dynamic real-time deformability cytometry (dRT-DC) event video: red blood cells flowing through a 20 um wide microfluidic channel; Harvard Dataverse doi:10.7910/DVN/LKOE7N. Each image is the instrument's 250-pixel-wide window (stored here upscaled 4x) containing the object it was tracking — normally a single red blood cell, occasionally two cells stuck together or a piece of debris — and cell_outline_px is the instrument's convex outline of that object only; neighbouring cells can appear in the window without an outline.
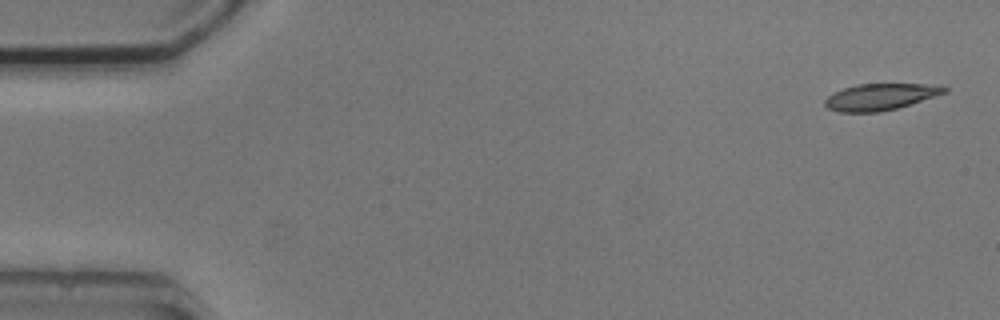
{"species": "common noctule bat (a hibernating species)", "species_latin": "Nyctalus noctula", "temperature_condition": "cold", "stored_images_in_passage": 5, "camera_frame_rate_fps": 3000, "um_per_image_px": 0.085, "animal": {"sex": "male", "body_mass_g": 20.5, "forearm_length_mm": 52.5}, "frame": {"image": 1, "passage_image": 1, "time_ms": 0.0, "image_size_px": [1000, 320], "cell_outline_px": [[948, 92], [896, 108], [880, 112], [840, 112], [828, 108], [824, 104], [824, 100], [832, 92], [856, 84], [944, 84], [948, 88]], "centroid_in_image_um": [74.85, 8.22], "position_along_channel_um": 10.2, "area_um2": 18.55}}